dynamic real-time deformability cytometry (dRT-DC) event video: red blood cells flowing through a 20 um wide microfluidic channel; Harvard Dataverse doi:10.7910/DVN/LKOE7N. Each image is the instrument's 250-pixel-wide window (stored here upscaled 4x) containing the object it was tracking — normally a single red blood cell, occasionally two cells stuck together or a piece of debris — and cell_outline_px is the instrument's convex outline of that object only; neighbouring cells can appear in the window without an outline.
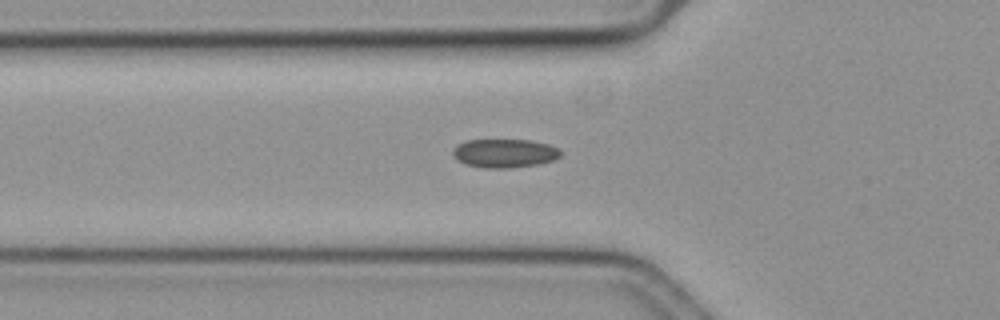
{"species": "common noctule bat (a hibernating species)", "species_latin": "Nyctalus noctula", "temperature_condition": "cold", "stored_images_in_passage": 9, "camera_frame_rate_fps": 3000, "um_per_image_px": 0.085, "animal": {"sex": "female", "body_mass_g": 19.3, "forearm_length_mm": 54.1}, "frame": {"image": 1, "passage_image": 2, "time_ms": 0.333, "image_size_px": [1000, 320], "cell_outline_px": [[560, 156], [552, 160], [536, 164], [508, 168], [484, 168], [464, 164], [456, 160], [452, 152], [456, 144], [468, 140], [528, 140], [548, 144], [556, 148], [560, 152]], "centroid_in_image_um": [42.81, 13.03], "position_along_channel_um": 83.0, "area_um2": 17.86}}
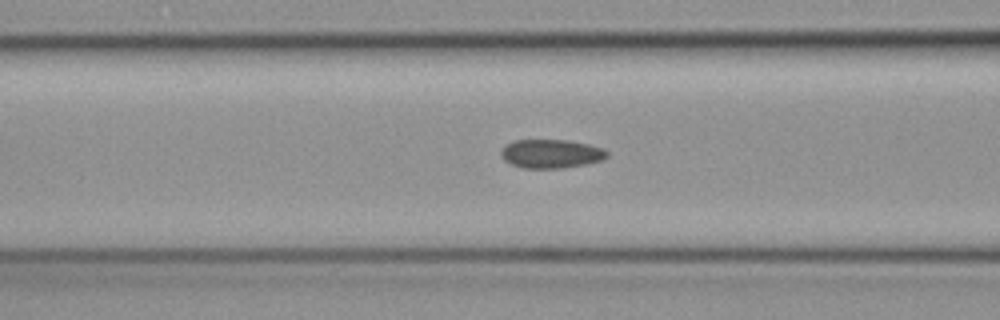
{"frame": {"image": 2, "passage_image": 5, "time_ms": 1.333, "image_size_px": [1000, 320], "cell_outline_px": [[608, 156], [604, 160], [564, 168], [524, 168], [512, 164], [504, 160], [500, 156], [500, 152], [508, 144], [516, 140], [568, 140], [588, 144], [600, 148], [608, 152]], "centroid_in_image_um": [46.85, 13.07], "position_along_channel_um": 119.7, "area_um2": 17.63}}